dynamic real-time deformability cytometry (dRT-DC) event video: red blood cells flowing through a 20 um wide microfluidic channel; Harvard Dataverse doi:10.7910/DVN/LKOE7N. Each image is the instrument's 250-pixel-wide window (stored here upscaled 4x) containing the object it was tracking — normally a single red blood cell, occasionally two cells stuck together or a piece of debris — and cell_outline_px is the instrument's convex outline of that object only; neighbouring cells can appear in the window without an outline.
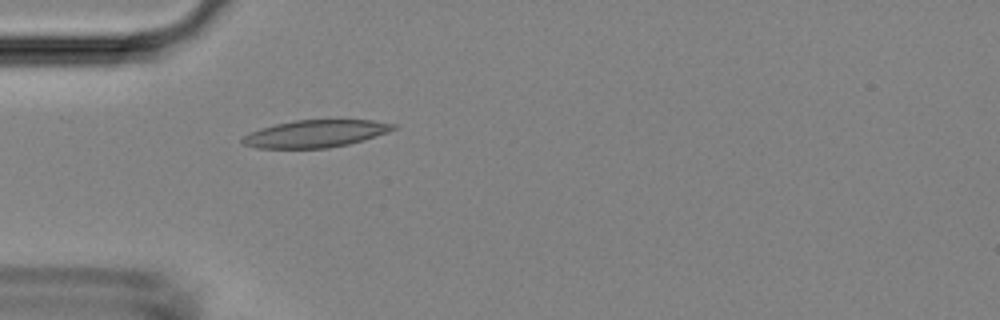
{"species": "Egyptian fruit bat (a non-hibernating species)", "species_latin": "Rousettus aegyptiacus", "temperature_condition": "room temperature", "stored_images_in_passage": 5, "camera_frame_rate_fps": 3000, "um_per_image_px": 0.085, "animal": {"sex": "female"}, "frame": {"image": 1, "passage_image": 5, "time_ms": 4.667, "image_size_px": [1000, 320], "cell_outline_px": [[400, 128], [364, 140], [348, 144], [328, 148], [256, 148], [244, 144], [240, 140], [240, 136], [248, 132], [260, 128], [276, 124], [296, 120], [372, 120], [396, 124]], "centroid_in_image_um": [26.81, 11.36], "position_along_channel_um": 58.2, "area_um2": 24.22}}